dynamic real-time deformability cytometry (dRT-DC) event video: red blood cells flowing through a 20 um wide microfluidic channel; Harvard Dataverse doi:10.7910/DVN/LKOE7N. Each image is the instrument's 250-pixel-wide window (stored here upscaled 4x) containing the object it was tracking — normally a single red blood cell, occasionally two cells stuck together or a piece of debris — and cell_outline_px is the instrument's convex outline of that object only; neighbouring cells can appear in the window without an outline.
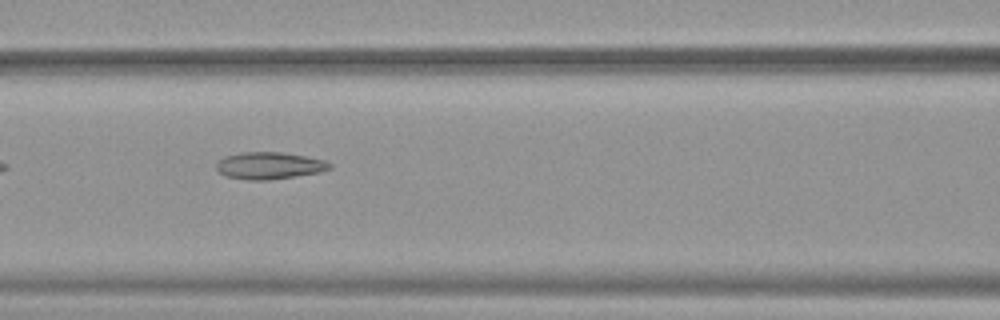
{"species": "common noctule bat (a hibernating species)", "species_latin": "Nyctalus noctula", "temperature_condition": "warm", "stored_images_in_passage": 35, "camera_frame_rate_fps": 3000, "um_per_image_px": 0.085, "animal": {"sex": "female", "body_mass_g": 19.9}, "frame": {"image": 1, "passage_image": 6, "time_ms": 1.667, "image_size_px": [1000, 320], "cell_outline_px": [[332, 168], [320, 172], [296, 176], [268, 180], [248, 180], [224, 176], [216, 168], [216, 164], [224, 156], [240, 152], [284, 152], [324, 160], [332, 164]], "centroid_in_image_um": [22.88, 14.07], "position_along_channel_um": 143.7, "area_um2": 17.92}}
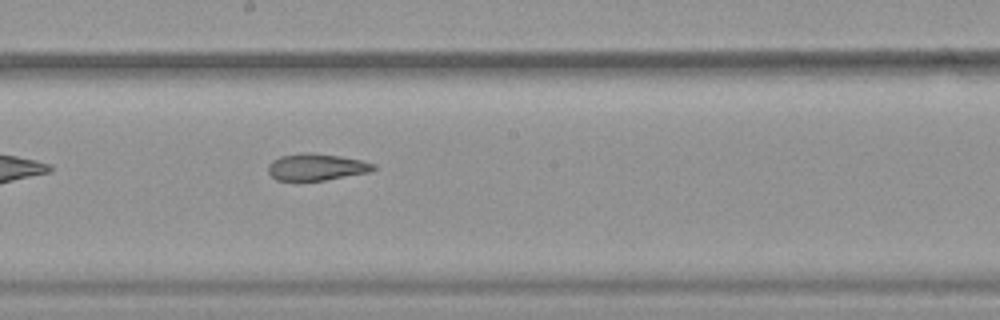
{"frame": {"image": 2, "passage_image": 12, "time_ms": 3.667, "image_size_px": [1000, 320], "cell_outline_px": [[376, 168], [372, 172], [324, 180], [276, 180], [268, 172], [268, 164], [272, 160], [280, 156], [304, 152], [308, 152], [340, 156], [360, 160], [376, 164]], "centroid_in_image_um": [26.91, 14.19], "position_along_channel_um": 221.3, "area_um2": 16.47}}
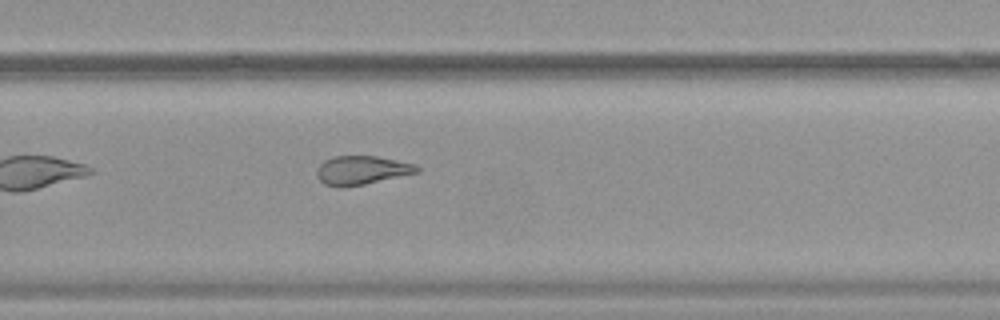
{"frame": {"image": 3, "passage_image": 18, "time_ms": 5.667, "image_size_px": [1000, 320], "cell_outline_px": [[420, 172], [364, 184], [344, 188], [336, 188], [324, 184], [316, 176], [316, 168], [324, 160], [332, 156], [376, 156], [416, 164], [420, 168]], "centroid_in_image_um": [30.71, 14.48], "position_along_channel_um": 299.1, "area_um2": 17.05}}